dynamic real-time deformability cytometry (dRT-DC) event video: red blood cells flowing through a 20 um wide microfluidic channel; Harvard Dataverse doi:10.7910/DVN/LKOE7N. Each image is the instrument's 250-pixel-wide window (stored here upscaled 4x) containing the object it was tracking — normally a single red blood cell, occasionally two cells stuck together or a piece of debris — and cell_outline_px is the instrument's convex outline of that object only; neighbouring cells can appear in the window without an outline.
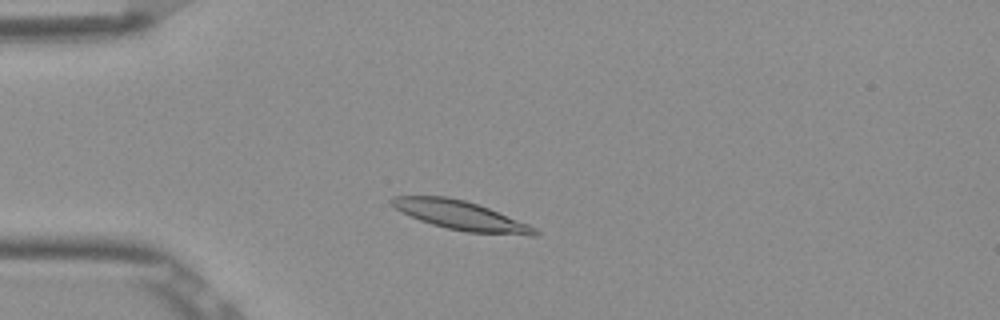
{"species": "Egyptian fruit bat (a non-hibernating species)", "species_latin": "Rousettus aegyptiacus", "temperature_condition": "room temperature", "stored_images_in_passage": 5, "camera_frame_rate_fps": 3000, "um_per_image_px": 0.085, "frame": {"image": 1, "passage_image": 2, "time_ms": 0.333, "image_size_px": [1000, 320], "cell_outline_px": [[540, 232], [536, 236], [528, 236], [464, 232], [432, 224], [420, 220], [400, 212], [388, 204], [388, 200], [392, 196], [448, 196], [464, 200], [488, 208], [528, 224], [536, 228]], "centroid_in_image_um": [39.13, 18.32], "position_along_channel_um": 45.9, "area_um2": 24.39}}
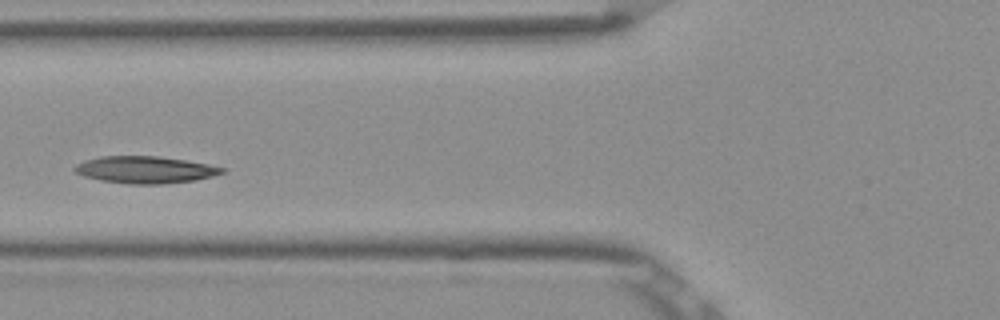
{"frame": {"image": 2, "passage_image": 4, "time_ms": 1.0, "image_size_px": [1000, 320], "cell_outline_px": [[224, 172], [212, 176], [196, 180], [160, 184], [132, 184], [100, 180], [84, 176], [76, 172], [72, 168], [76, 164], [84, 160], [100, 156], [160, 156], [208, 164], [224, 168]], "centroid_in_image_um": [12.31, 14.42], "position_along_channel_um": 113.5, "area_um2": 23.12}}
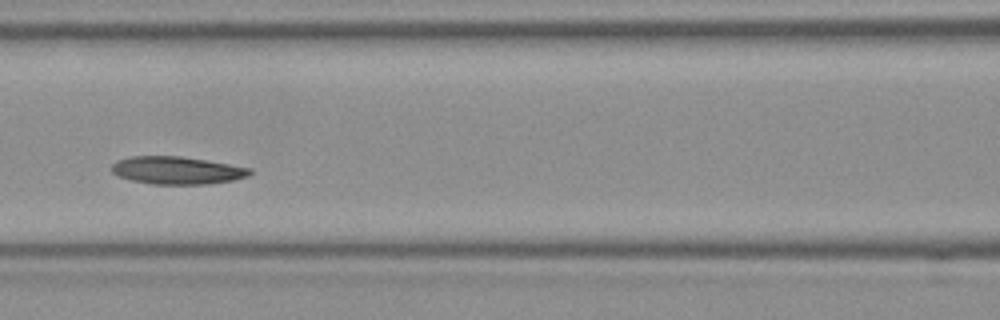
{"frame": {"image": 3, "passage_image": 5, "time_ms": 1.333, "image_size_px": [1000, 320], "cell_outline_px": [[252, 172], [248, 176], [232, 180], [208, 184], [152, 184], [132, 180], [120, 176], [112, 172], [112, 164], [116, 160], [132, 156], [180, 156], [252, 168]], "centroid_in_image_um": [15.04, 14.48], "position_along_channel_um": 151.6, "area_um2": 22.08}}